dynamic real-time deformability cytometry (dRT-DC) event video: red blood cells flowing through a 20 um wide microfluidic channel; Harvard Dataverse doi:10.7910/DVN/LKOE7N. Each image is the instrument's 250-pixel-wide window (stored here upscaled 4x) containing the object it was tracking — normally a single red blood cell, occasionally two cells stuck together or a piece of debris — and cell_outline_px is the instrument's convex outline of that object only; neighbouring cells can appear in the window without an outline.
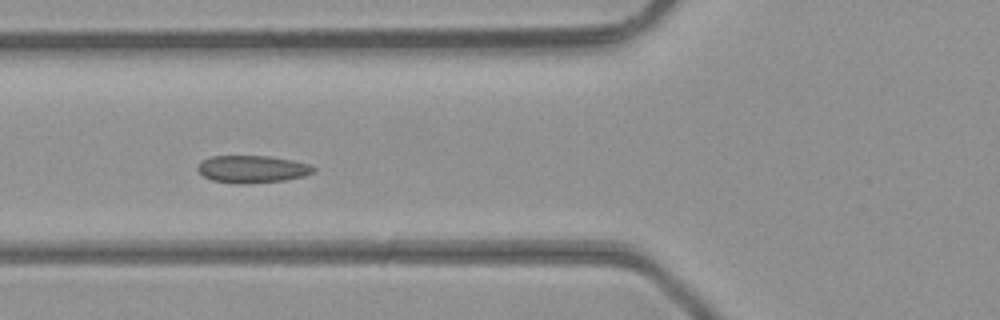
{"species": "common noctule bat (a hibernating species)", "species_latin": "Nyctalus noctula", "temperature_condition": "room temperature", "stored_images_in_passage": 2, "camera_frame_rate_fps": 3000, "um_per_image_px": 0.085, "animal": {"sex": "male", "body_mass_g": 23.1, "forearm_length_mm": 52.7}, "frame": {"image": 1, "passage_image": 2, "time_ms": 0.333, "image_size_px": [1000, 320], "cell_outline_px": [[316, 168], [312, 172], [304, 176], [284, 180], [244, 184], [236, 184], [212, 180], [204, 176], [196, 168], [200, 160], [212, 156], [268, 156], [292, 160], [308, 164]], "centroid_in_image_um": [21.4, 14.37], "position_along_channel_um": 104.4, "area_um2": 18.44}}